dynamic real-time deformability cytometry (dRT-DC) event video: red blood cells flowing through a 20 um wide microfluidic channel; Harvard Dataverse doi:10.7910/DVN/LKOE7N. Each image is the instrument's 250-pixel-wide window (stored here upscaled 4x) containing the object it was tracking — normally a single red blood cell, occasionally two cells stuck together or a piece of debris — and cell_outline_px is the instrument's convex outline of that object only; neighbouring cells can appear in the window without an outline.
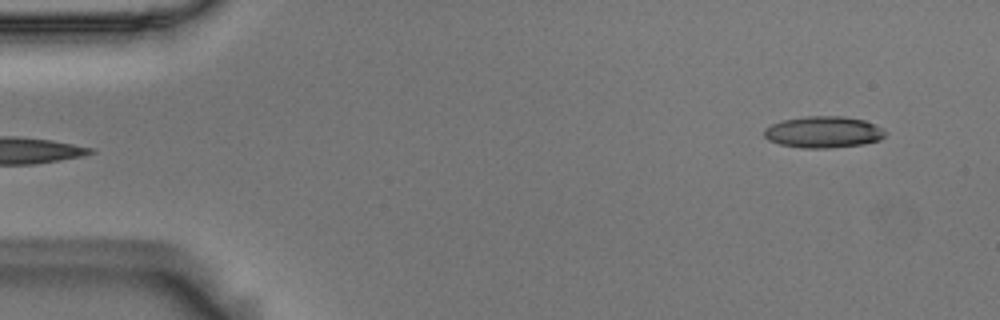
{"species": "Egyptian fruit bat (a non-hibernating species)", "species_latin": "Rousettus aegyptiacus", "temperature_condition": "room temperature", "stored_images_in_passage": 51, "camera_frame_rate_fps": 3000, "um_per_image_px": 0.085, "animal": {"sex": "male"}, "frame": {"image": 1, "passage_image": 1, "time_ms": 0.0, "image_size_px": [1000, 320], "cell_outline_px": [[888, 132], [880, 140], [864, 144], [828, 148], [800, 148], [780, 144], [768, 140], [764, 136], [764, 128], [780, 120], [804, 116], [844, 116], [864, 120], [884, 128]], "centroid_in_image_um": [70.0, 11.22], "position_along_channel_um": 15.0, "area_um2": 22.54}}
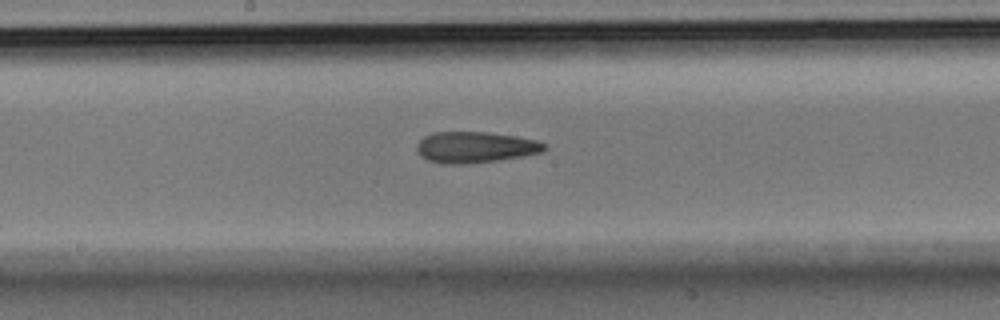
{"frame": {"image": 2, "passage_image": 25, "time_ms": 8.0, "image_size_px": [1000, 320], "cell_outline_px": [[548, 148], [540, 152], [520, 156], [496, 160], [468, 164], [440, 164], [428, 160], [420, 156], [416, 152], [416, 144], [424, 136], [432, 132], [484, 132], [516, 136], [536, 140], [548, 144]], "centroid_in_image_um": [40.35, 12.51], "position_along_channel_um": 207.9, "area_um2": 23.24}}
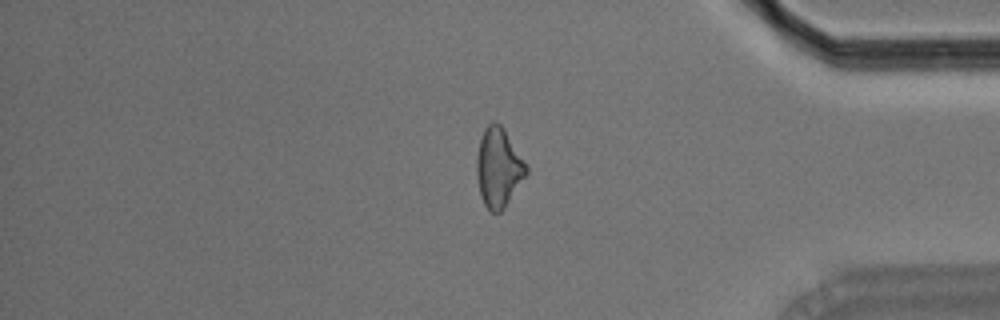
{"frame": {"image": 3, "passage_image": 42, "time_ms": 13.667, "image_size_px": [1000, 320], "cell_outline_px": [[528, 172], [504, 208], [500, 212], [492, 212], [484, 204], [480, 196], [476, 172], [476, 160], [480, 140], [484, 128], [492, 120], [496, 120], [504, 128], [528, 164]], "centroid_in_image_um": [42.38, 14.2], "position_along_channel_um": 392.8, "area_um2": 23.06}, "authors_computed_cell_mechanics": {"area_um2": 22.5998, "velocity_mm_per_s": 3.7034, "shape_relaxation_time_tau1_ms": null, "shape_relaxation_time_tau2_ms": 4.8529, "deformation_change_tau1": null, "deformation_change_tau2": 0.1686}}